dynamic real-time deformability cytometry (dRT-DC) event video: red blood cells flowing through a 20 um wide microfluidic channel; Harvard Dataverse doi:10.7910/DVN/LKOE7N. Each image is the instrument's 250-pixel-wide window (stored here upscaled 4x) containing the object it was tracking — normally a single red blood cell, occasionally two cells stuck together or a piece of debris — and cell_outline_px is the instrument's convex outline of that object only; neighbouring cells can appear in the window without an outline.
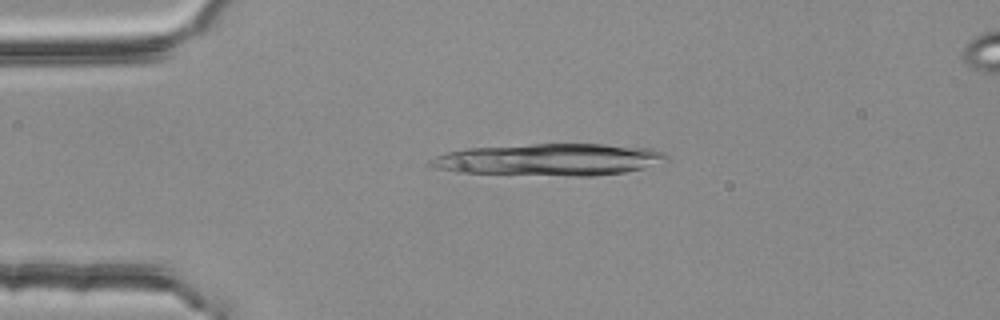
{"species": "common noctule bat (a hibernating species)", "species_latin": "Nyctalus noctula", "temperature_condition": "room temperature", "stored_images_in_passage": 4, "camera_frame_rate_fps": 3000, "um_per_image_px": 0.085, "animal": {"sex": "female", "body_mass_g": 25.1}, "frame": {"image": 1, "passage_image": 2, "time_ms": 0.333, "image_size_px": [1000, 320], "cell_outline_px": [[668, 160], [644, 168], [624, 172], [596, 176], [572, 176], [456, 172], [436, 168], [428, 164], [428, 160], [436, 156], [448, 152], [468, 148], [532, 144], [604, 144], [652, 148], [664, 152], [668, 156]], "centroid_in_image_um": [46.74, 13.57], "position_along_channel_um": 38.3, "area_um2": 44.04}}
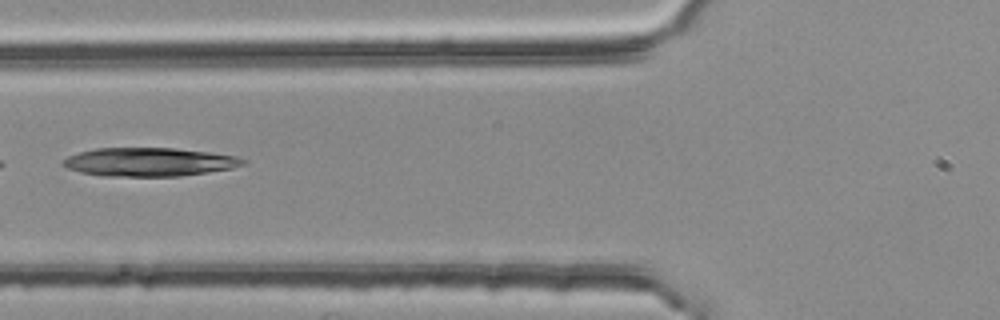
{"frame": {"image": 2, "passage_image": 4, "time_ms": 1.0, "image_size_px": [1000, 320], "cell_outline_px": [[244, 164], [232, 168], [208, 172], [180, 176], [104, 176], [80, 172], [68, 168], [64, 164], [64, 160], [68, 156], [80, 152], [96, 148], [172, 148], [208, 152], [236, 156], [244, 160]], "centroid_in_image_um": [12.68, 13.77], "position_along_channel_um": 113.1, "area_um2": 29.59}}